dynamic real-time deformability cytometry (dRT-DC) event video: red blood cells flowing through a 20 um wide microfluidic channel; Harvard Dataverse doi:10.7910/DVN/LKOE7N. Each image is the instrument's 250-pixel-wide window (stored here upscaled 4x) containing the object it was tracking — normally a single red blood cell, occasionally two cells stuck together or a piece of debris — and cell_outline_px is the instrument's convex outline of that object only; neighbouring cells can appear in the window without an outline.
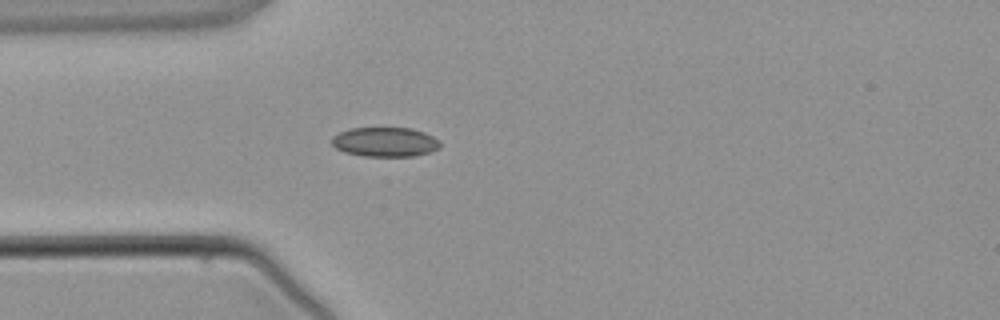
{"species": "common noctule bat (a hibernating species)", "species_latin": "Nyctalus noctula", "temperature_condition": "warm", "stored_images_in_passage": 1, "camera_frame_rate_fps": 3000, "um_per_image_px": 0.085, "animal": {"sex": "male", "body_mass_g": 21.5, "forearm_length_mm": 52.0}, "frame": {"image": 1, "passage_image": 1, "time_ms": 0.0, "image_size_px": [1000, 320], "cell_outline_px": [[440, 148], [432, 152], [412, 156], [364, 156], [344, 152], [336, 148], [332, 144], [332, 136], [340, 132], [352, 128], [412, 128], [424, 132], [440, 140]], "centroid_in_image_um": [32.75, 12.07], "position_along_channel_um": 52.2, "area_um2": 18.67}}